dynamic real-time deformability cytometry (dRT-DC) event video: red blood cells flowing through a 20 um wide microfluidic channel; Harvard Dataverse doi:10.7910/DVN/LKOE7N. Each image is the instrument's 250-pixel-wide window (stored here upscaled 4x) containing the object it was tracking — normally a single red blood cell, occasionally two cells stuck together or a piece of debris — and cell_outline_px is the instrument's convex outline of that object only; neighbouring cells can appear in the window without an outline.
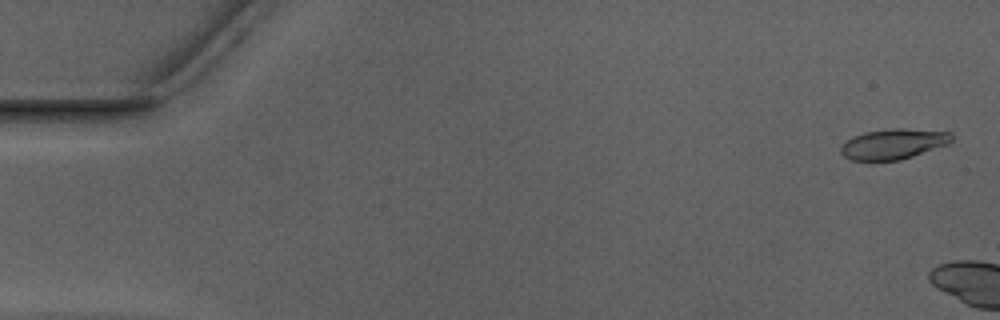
{"species": "Egyptian fruit bat (a non-hibernating species)", "species_latin": "Rousettus aegyptiacus", "temperature_condition": "warm", "stored_images_in_passage": 6, "camera_frame_rate_fps": 3000, "um_per_image_px": 0.085, "animal": {"sex": "male"}, "frame": {"image": 1, "passage_image": 2, "time_ms": 0.333, "image_size_px": [1000, 320], "cell_outline_px": [[952, 140], [948, 144], [900, 160], [852, 160], [844, 156], [840, 152], [840, 148], [852, 136], [864, 132], [892, 128], [904, 128], [952, 132]], "centroid_in_image_um": [75.94, 12.22], "position_along_channel_um": 9.1, "area_um2": 19.48}}